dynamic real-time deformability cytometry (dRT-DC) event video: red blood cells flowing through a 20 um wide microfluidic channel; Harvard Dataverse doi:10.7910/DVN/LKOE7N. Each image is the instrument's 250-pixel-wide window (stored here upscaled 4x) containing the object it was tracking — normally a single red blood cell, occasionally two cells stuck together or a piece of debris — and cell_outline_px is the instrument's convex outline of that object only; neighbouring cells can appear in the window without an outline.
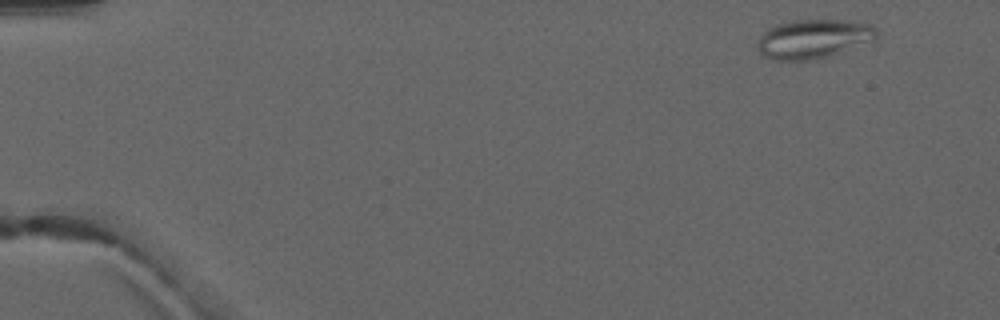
{"species": "common noctule bat (a hibernating species)", "species_latin": "Nyctalus noctula", "temperature_condition": "warm", "stored_images_in_passage": 4, "camera_frame_rate_fps": 3000, "um_per_image_px": 0.085, "animal": {"sex": "male", "forearm_length_mm": 52.5}, "frame": {"image": 1, "passage_image": 1, "time_ms": 0.0, "image_size_px": [1000, 320], "cell_outline_px": [[880, 32], [876, 40], [816, 60], [772, 60], [764, 56], [756, 48], [756, 44], [760, 36], [768, 28], [776, 24], [792, 20], [844, 20], [872, 24]], "centroid_in_image_um": [69.15, 3.3], "position_along_channel_um": 15.8, "area_um2": 27.51}}